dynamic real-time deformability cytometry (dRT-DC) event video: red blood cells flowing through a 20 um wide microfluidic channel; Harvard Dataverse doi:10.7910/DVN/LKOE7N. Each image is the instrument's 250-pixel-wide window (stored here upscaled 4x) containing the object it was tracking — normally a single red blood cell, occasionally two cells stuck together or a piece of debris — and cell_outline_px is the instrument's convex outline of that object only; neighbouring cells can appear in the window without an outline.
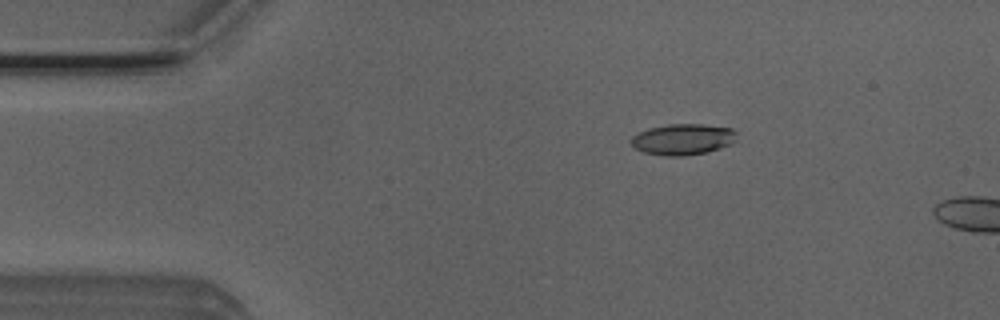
{"species": "Egyptian fruit bat (a non-hibernating species)", "species_latin": "Rousettus aegyptiacus", "temperature_condition": "room temperature", "stored_images_in_passage": 2, "camera_frame_rate_fps": 3000, "um_per_image_px": 0.085, "animal": {"sex": "male"}, "frame": {"image": 1, "passage_image": 1, "time_ms": 0.0, "image_size_px": [1000, 320], "cell_outline_px": [[736, 140], [732, 144], [708, 152], [684, 156], [664, 156], [644, 152], [636, 148], [628, 140], [632, 136], [648, 128], [668, 124], [704, 124], [732, 128], [736, 132]], "centroid_in_image_um": [58.06, 11.84], "position_along_channel_um": 26.9, "area_um2": 19.31}}